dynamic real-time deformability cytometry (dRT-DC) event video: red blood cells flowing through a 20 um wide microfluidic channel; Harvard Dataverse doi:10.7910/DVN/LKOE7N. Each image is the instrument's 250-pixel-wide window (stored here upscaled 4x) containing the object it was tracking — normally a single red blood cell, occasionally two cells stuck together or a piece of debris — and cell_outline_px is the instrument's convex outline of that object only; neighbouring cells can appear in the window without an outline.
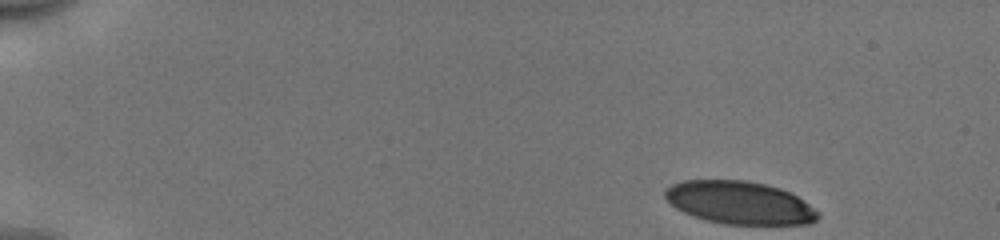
{"species": "human", "species_latin": "Homo sapiens", "temperature_condition": "cold", "stored_images_in_passage": 47, "camera_frame_rate_fps": 3000, "um_per_image_px": 0.085, "donor": {"sex": "male"}, "frame": {"image": 1, "passage_image": 1, "time_ms": 0.0, "image_size_px": [1000, 240], "cell_outline_px": [[820, 216], [812, 224], [724, 224], [704, 220], [692, 216], [676, 208], [664, 196], [664, 192], [672, 184], [684, 180], [744, 180], [768, 184], [780, 188], [796, 196], [820, 212]], "centroid_in_image_um": [62.88, 17.23], "position_along_channel_um": 22.1, "area_um2": 38.21}}
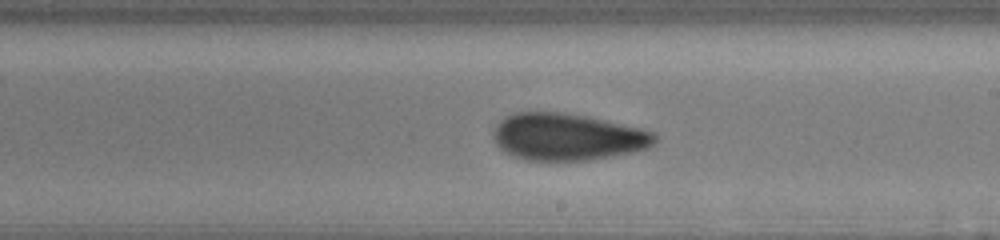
{"frame": {"image": 2, "passage_image": 27, "time_ms": 8.667, "image_size_px": [1000, 240], "cell_outline_px": [[656, 140], [648, 148], [632, 152], [588, 160], [524, 160], [512, 156], [500, 148], [496, 144], [492, 136], [492, 128], [504, 116], [516, 112], [564, 112], [588, 116], [640, 128], [656, 132]], "centroid_in_image_um": [48.18, 11.62], "position_along_channel_um": 240.8, "area_um2": 44.45}}
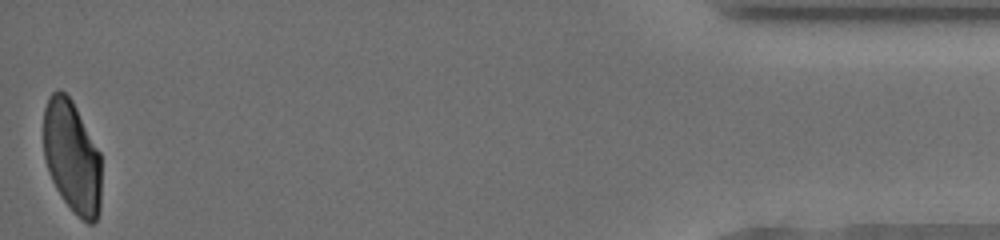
{"frame": {"image": 3, "passage_image": 47, "time_ms": 15.333, "image_size_px": [1000, 240], "cell_outline_px": [[100, 212], [96, 220], [92, 224], [88, 224], [72, 212], [56, 188], [48, 172], [44, 156], [44, 108], [48, 96], [56, 88], [64, 92], [72, 100], [100, 152]], "centroid_in_image_um": [6.11, 13.33], "position_along_channel_um": 429.1, "area_um2": 38.09}, "authors_computed_cell_mechanics": {"area_um2": 42.7142, "velocity_mm_per_s": 3.9624, "shape_relaxation_time_tau1_ms": 5.9716, "shape_relaxation_time_tau2_ms": 1.4366, "deformation_change_tau1": 0.1579, "deformation_change_tau2": 0.0803}}